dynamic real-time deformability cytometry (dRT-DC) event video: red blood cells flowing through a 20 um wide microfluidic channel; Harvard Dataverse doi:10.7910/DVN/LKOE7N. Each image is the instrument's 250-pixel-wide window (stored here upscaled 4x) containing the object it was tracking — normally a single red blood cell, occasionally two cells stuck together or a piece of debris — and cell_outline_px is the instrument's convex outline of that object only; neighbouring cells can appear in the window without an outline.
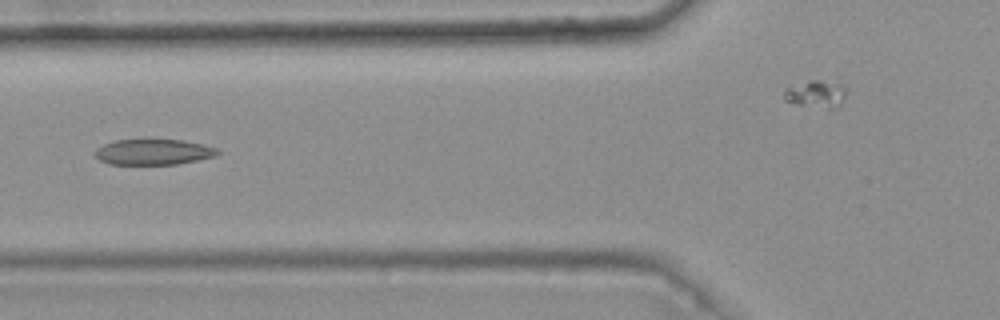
{"species": "common noctule bat (a hibernating species)", "species_latin": "Nyctalus noctula", "temperature_condition": "warm", "stored_images_in_passage": 6, "segment_of_instrument_passage": [1, 2], "camera_frame_rate_fps": 3000, "um_per_image_px": 0.085, "animal": {"sex": "female", "body_mass_g": 25.1}, "frame": {"image": 1, "passage_image": 5, "time_ms": 1.333, "image_size_px": [1000, 320], "cell_outline_px": [[220, 152], [216, 156], [176, 164], [108, 164], [92, 156], [92, 152], [96, 148], [104, 144], [116, 140], [184, 140], [204, 144], [216, 148]], "centroid_in_image_um": [13.0, 12.92], "position_along_channel_um": 112.8, "area_um2": 18.38}}